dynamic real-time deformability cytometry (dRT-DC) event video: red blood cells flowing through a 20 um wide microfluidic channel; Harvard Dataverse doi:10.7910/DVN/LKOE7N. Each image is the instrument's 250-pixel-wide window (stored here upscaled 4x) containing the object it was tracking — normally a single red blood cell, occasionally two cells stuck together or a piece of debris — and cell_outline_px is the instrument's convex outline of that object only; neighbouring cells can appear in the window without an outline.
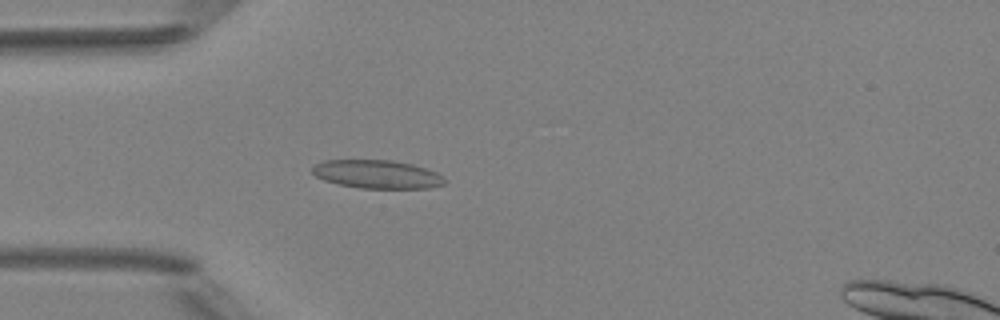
{"species": "Egyptian fruit bat (a non-hibernating species)", "species_latin": "Rousettus aegyptiacus", "temperature_condition": "room temperature", "stored_images_in_passage": 5, "camera_frame_rate_fps": 3000, "um_per_image_px": 0.085, "animal": {"sex": "female"}, "frame": {"image": 1, "passage_image": 5, "time_ms": 4.667, "image_size_px": [1000, 320], "cell_outline_px": [[444, 184], [428, 188], [360, 188], [340, 184], [324, 180], [316, 176], [312, 172], [312, 168], [316, 164], [324, 160], [392, 160], [412, 164], [436, 172], [444, 180]], "centroid_in_image_um": [32.02, 14.8], "position_along_channel_um": 53.0, "area_um2": 21.62}}